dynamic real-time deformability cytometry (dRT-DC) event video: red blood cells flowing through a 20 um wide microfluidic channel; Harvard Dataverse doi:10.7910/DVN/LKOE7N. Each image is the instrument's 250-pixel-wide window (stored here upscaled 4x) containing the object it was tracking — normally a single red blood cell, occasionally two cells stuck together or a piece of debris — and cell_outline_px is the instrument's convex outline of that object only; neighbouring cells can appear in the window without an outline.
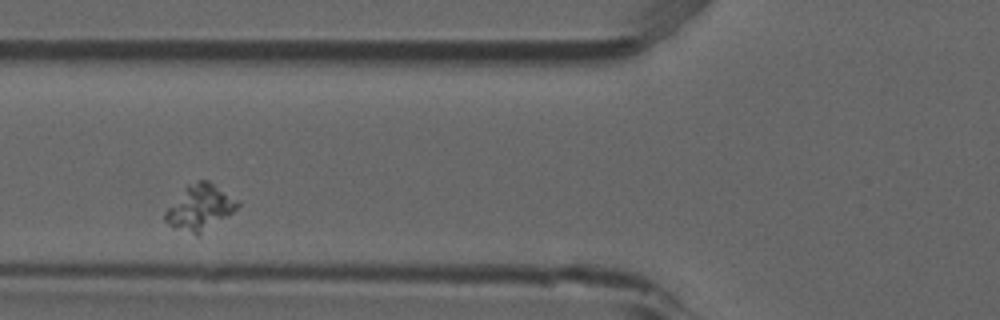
{"species": "common noctule bat (a hibernating species)", "species_latin": "Nyctalus noctula", "temperature_condition": "room temperature", "stored_images_in_passage": 5, "camera_frame_rate_fps": 3000, "um_per_image_px": 0.085, "animal": {"sex": "male", "forearm_length_mm": 52.5}, "frame": {"image": 1, "passage_image": 2, "time_ms": 0.333, "image_size_px": [1000, 320], "cell_outline_px": [[240, 204], [232, 212], [200, 236], [196, 236], [172, 228], [164, 220], [164, 212], [184, 188], [188, 184], [196, 180], [208, 180], [240, 200]], "centroid_in_image_um": [16.99, 17.66], "position_along_channel_um": 108.8, "area_um2": 19.48}}
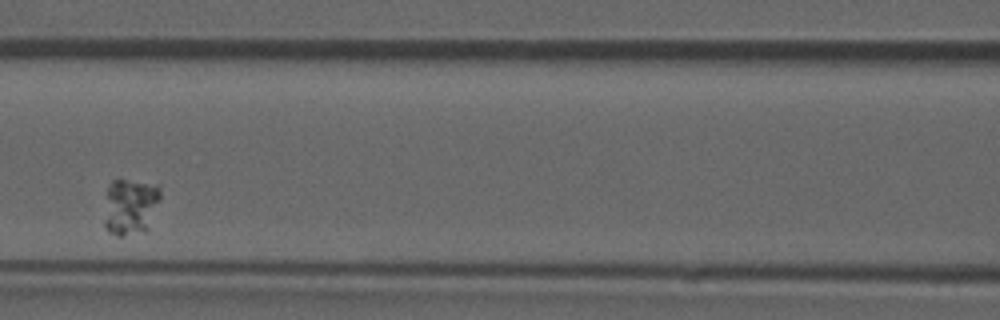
{"frame": {"image": 2, "passage_image": 3, "time_ms": 0.667, "image_size_px": [1000, 320], "cell_outline_px": [[160, 200], [148, 228], [144, 232], [120, 236], [116, 236], [108, 232], [104, 228], [104, 220], [108, 188], [112, 180], [124, 180], [160, 184]], "centroid_in_image_um": [11.09, 17.57], "position_along_channel_um": 155.5, "area_um2": 18.61}}